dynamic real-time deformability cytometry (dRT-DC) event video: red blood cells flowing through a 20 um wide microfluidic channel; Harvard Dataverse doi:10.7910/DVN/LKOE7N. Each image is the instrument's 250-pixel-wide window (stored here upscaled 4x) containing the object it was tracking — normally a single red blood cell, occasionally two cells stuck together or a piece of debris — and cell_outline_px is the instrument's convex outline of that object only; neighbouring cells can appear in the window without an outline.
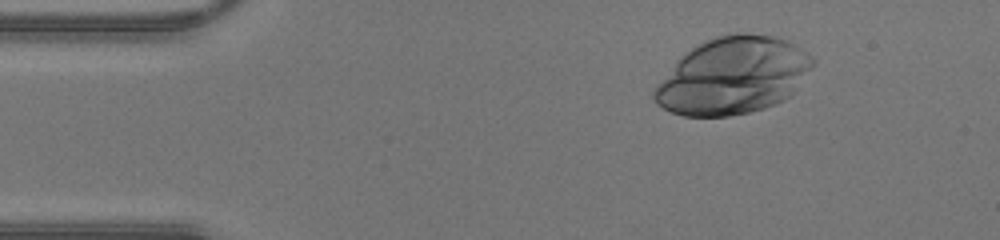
{"species": "human", "species_latin": "Homo sapiens", "temperature_condition": "warm", "stored_images_in_passage": 16, "camera_frame_rate_fps": 3000, "um_per_image_px": 0.085, "donor": {"sex": "male"}, "frame": {"image": 1, "passage_image": 6, "time_ms": 1.667, "image_size_px": [1000, 240], "cell_outline_px": [[816, 64], [792, 92], [788, 96], [764, 108], [748, 112], [728, 116], [684, 116], [672, 112], [656, 104], [652, 96], [656, 88], [676, 64], [692, 48], [708, 40], [720, 36], [768, 36], [792, 44], [812, 56], [816, 60]], "centroid_in_image_um": [62.31, 6.49], "position_along_channel_um": 22.7, "area_um2": 68.44}}